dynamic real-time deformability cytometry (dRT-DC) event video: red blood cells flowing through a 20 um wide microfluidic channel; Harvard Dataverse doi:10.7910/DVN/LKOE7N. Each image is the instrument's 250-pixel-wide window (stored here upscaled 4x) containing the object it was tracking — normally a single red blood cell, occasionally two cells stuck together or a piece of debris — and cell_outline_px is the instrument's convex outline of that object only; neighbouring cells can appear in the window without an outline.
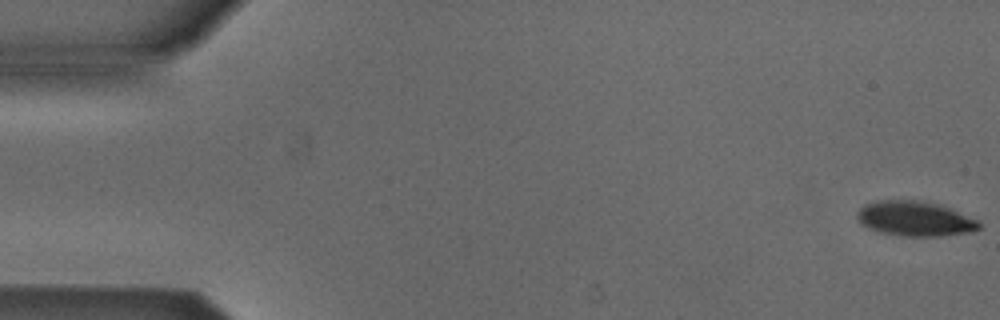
{"species": "Egyptian fruit bat (a non-hibernating species)", "species_latin": "Rousettus aegyptiacus", "temperature_condition": "cold", "stored_images_in_passage": 53, "camera_frame_rate_fps": 3000, "um_per_image_px": 0.085, "animal": {"sex": "male"}, "frame": {"image": 1, "passage_image": 1, "time_ms": 0.0, "image_size_px": [1000, 320], "cell_outline_px": [[980, 228], [968, 232], [936, 236], [900, 236], [880, 232], [864, 224], [856, 216], [856, 212], [864, 204], [876, 200], [920, 200], [944, 204], [980, 220]], "centroid_in_image_um": [77.82, 18.56], "position_along_channel_um": 7.2, "area_um2": 25.03}}
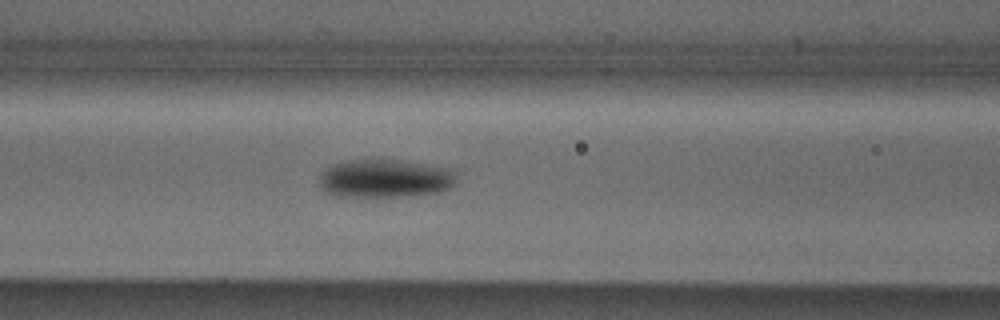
{"frame": {"image": 2, "passage_image": 22, "time_ms": 7.0, "image_size_px": [1000, 320], "cell_outline_px": [[456, 176], [452, 184], [448, 188], [440, 192], [412, 196], [336, 196], [324, 192], [320, 188], [320, 176], [332, 164], [340, 160], [396, 160], [452, 168], [456, 172]], "centroid_in_image_um": [32.72, 15.17], "position_along_channel_um": 133.9, "area_um2": 30.63}}
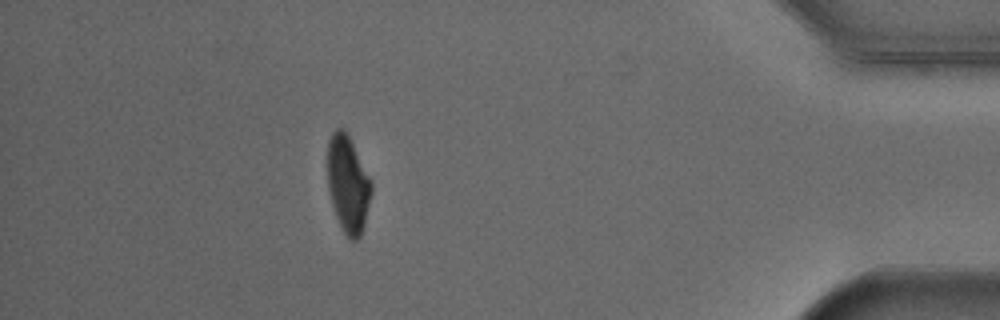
{"frame": {"image": 3, "passage_image": 47, "time_ms": 15.333, "image_size_px": [1000, 320], "cell_outline_px": [[372, 192], [364, 228], [360, 236], [356, 240], [348, 240], [336, 216], [332, 204], [328, 188], [328, 140], [332, 132], [336, 128], [344, 128], [348, 132], [372, 180]], "centroid_in_image_um": [29.6, 15.62], "position_along_channel_um": 405.6, "area_um2": 25.2}, "authors_computed_cell_mechanics": {"area_um2": 27.455, "velocity_mm_per_s": 3.8922, "shape_relaxation_time_tau1_ms": 4.0311, "shape_relaxation_time_tau2_ms": null, "deformation_change_tau1": 0.1255, "deformation_change_tau2": null}}